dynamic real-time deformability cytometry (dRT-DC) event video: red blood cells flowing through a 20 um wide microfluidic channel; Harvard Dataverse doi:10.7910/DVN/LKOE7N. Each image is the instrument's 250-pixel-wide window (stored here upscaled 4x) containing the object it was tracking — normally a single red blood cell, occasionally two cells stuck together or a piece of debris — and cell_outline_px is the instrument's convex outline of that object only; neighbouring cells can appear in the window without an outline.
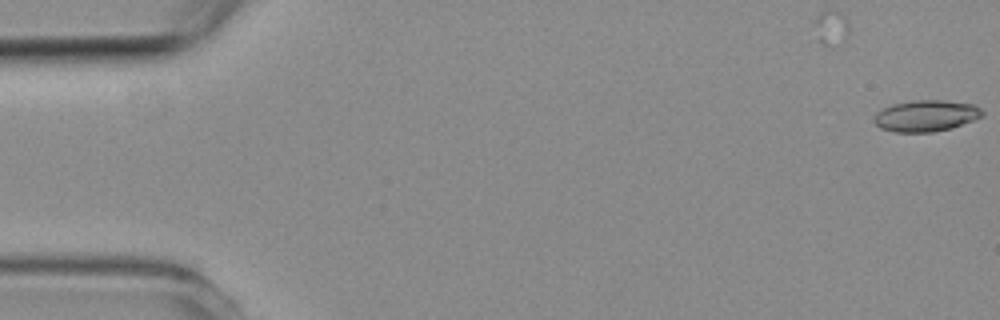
{"species": "common noctule bat (a hibernating species)", "species_latin": "Nyctalus noctula", "temperature_condition": "room temperature", "stored_images_in_passage": 5, "camera_frame_rate_fps": 3000, "um_per_image_px": 0.085, "animal": {"sex": "female", "body_mass_g": 19.3, "forearm_length_mm": 54.1}, "frame": {"image": 1, "passage_image": 1, "time_ms": 0.0, "image_size_px": [1000, 320], "cell_outline_px": [[984, 116], [952, 128], [932, 132], [892, 132], [880, 128], [872, 120], [876, 112], [892, 104], [912, 100], [944, 100], [976, 104], [984, 112]], "centroid_in_image_um": [78.71, 9.84], "position_along_channel_um": 6.3, "area_um2": 20.06}}
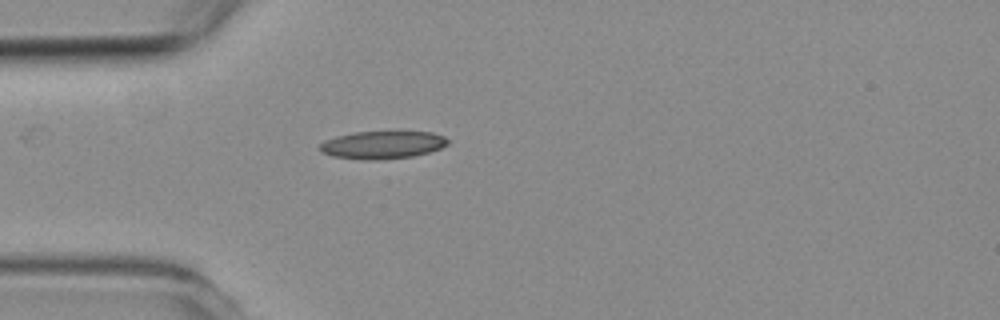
{"frame": {"image": 2, "passage_image": 5, "time_ms": 4.667, "image_size_px": [1000, 320], "cell_outline_px": [[448, 144], [440, 148], [428, 152], [412, 156], [384, 160], [364, 160], [332, 156], [320, 152], [316, 148], [324, 140], [336, 136], [356, 132], [432, 132], [444, 136], [448, 140]], "centroid_in_image_um": [32.45, 12.32], "position_along_channel_um": 52.5, "area_um2": 20.81}}